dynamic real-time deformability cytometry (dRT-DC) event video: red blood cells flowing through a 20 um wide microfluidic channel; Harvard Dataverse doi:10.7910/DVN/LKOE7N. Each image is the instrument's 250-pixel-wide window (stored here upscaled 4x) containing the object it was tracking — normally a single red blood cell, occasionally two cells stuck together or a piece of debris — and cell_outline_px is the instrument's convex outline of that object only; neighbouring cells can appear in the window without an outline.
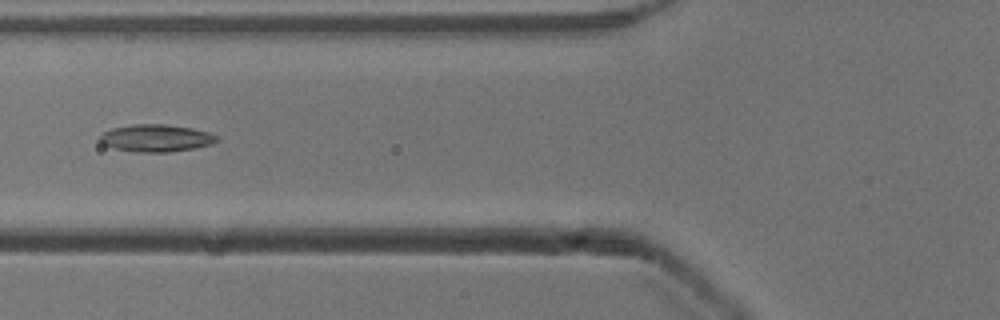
{"species": "common noctule bat (a hibernating species)", "species_latin": "Nyctalus noctula", "temperature_condition": "cold", "stored_images_in_passage": 46, "camera_frame_rate_fps": 3000, "um_per_image_px": 0.085, "animal": {"sex": "male", "body_mass_g": 13.3}, "frame": {"image": 1, "passage_image": 14, "time_ms": 4.333, "image_size_px": [1000, 320], "cell_outline_px": [[220, 140], [212, 144], [192, 148], [168, 152], [136, 152], [116, 148], [104, 144], [100, 140], [100, 136], [104, 132], [112, 128], [132, 124], [164, 124], [192, 128], [208, 132], [216, 136]], "centroid_in_image_um": [13.28, 11.73], "position_along_channel_um": 112.5, "area_um2": 18.38}}
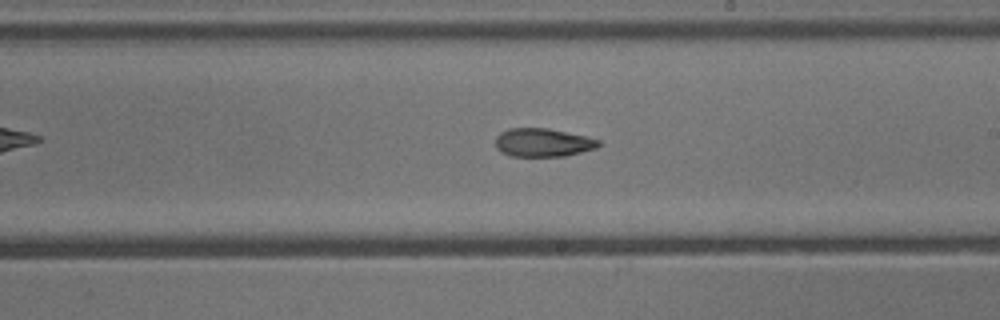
{"frame": {"image": 2, "passage_image": 24, "time_ms": 7.667, "image_size_px": [1000, 320], "cell_outline_px": [[600, 144], [596, 148], [564, 156], [512, 156], [500, 152], [496, 148], [496, 136], [500, 132], [508, 128], [548, 128], [584, 136], [600, 140]], "centroid_in_image_um": [46.1, 12.11], "position_along_channel_um": 242.9, "area_um2": 16.99}}
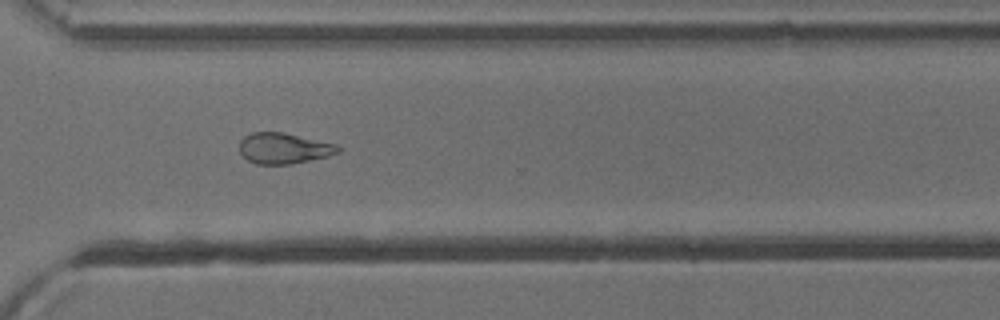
{"frame": {"image": 3, "passage_image": 32, "time_ms": 10.333, "image_size_px": [1000, 320], "cell_outline_px": [[340, 152], [328, 156], [292, 164], [256, 164], [248, 160], [240, 152], [240, 140], [244, 136], [252, 132], [284, 132], [336, 144], [340, 148]], "centroid_in_image_um": [24.12, 12.6], "position_along_channel_um": 346.5, "area_um2": 17.69}, "authors_computed_cell_mechanics": {"area_um2": 18.7272, "velocity_mm_per_s": 3.9023, "shape_relaxation_time_tau1_ms": null, "shape_relaxation_time_tau2_ms": 6.1947, "deformation_change_tau1": null, "deformation_change_tau2": 0.1547}}